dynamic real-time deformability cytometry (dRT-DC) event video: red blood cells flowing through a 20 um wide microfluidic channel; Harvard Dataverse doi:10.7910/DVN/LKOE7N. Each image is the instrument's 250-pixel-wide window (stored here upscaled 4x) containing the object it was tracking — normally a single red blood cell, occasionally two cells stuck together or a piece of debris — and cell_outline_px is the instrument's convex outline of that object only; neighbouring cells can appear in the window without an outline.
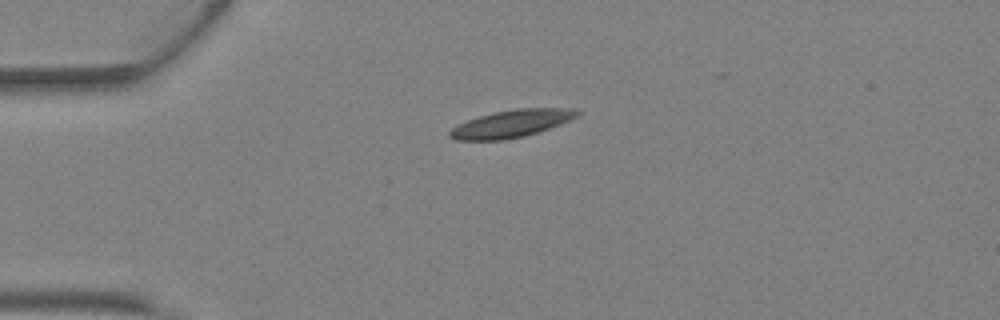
{"species": "Egyptian fruit bat (a non-hibernating species)", "species_latin": "Rousettus aegyptiacus", "temperature_condition": "warm", "stored_images_in_passage": 33, "camera_frame_rate_fps": 3000, "um_per_image_px": 0.085, "animal": {"sex": "female"}, "frame": {"image": 1, "passage_image": 1, "time_ms": 0.0, "image_size_px": [1000, 320], "cell_outline_px": [[580, 116], [560, 124], [524, 136], [504, 140], [456, 140], [448, 136], [448, 132], [452, 128], [468, 120], [480, 116], [496, 112], [516, 108], [576, 108], [580, 112]], "centroid_in_image_um": [43.5, 10.5], "position_along_channel_um": 41.5, "area_um2": 20.23}}
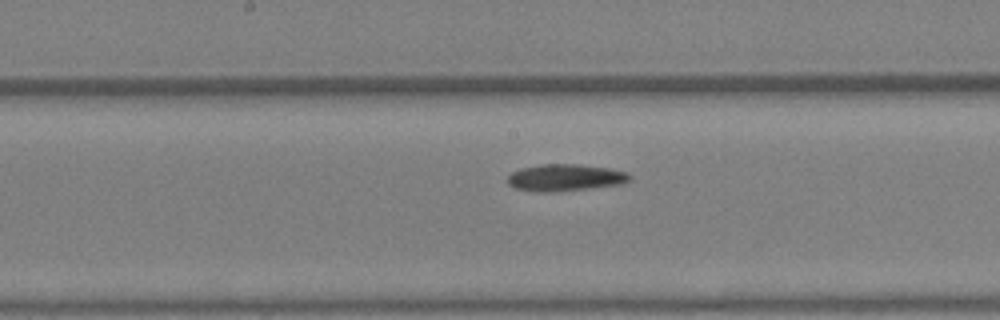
{"frame": {"image": 2, "passage_image": 13, "time_ms": 4.0, "image_size_px": [1000, 320], "cell_outline_px": [[632, 180], [624, 184], [556, 192], [536, 192], [516, 188], [508, 184], [504, 180], [512, 172], [520, 168], [544, 164], [576, 164], [612, 168], [628, 172], [632, 176]], "centroid_in_image_um": [48.08, 15.1], "position_along_channel_um": 200.1, "area_um2": 19.54}}
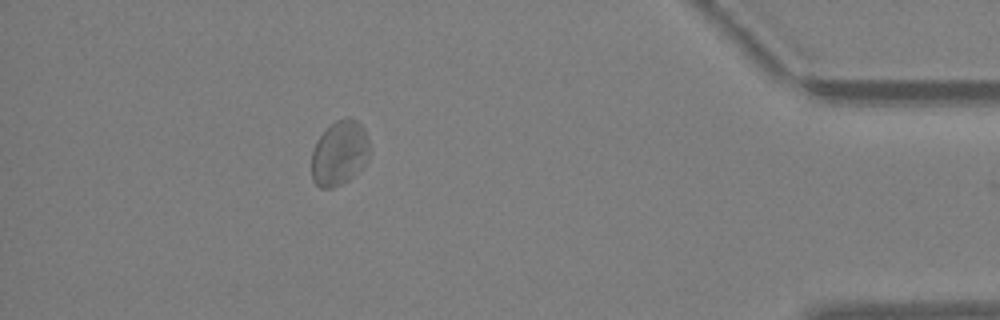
{"frame": {"image": 3, "passage_image": 29, "time_ms": 9.333, "image_size_px": [1000, 320], "cell_outline_px": [[372, 152], [360, 172], [344, 184], [332, 188], [320, 188], [312, 180], [312, 152], [320, 136], [336, 120], [344, 116], [352, 116], [364, 128], [372, 148]], "centroid_in_image_um": [28.92, 13.02], "position_along_channel_um": 406.3, "area_um2": 22.48}}